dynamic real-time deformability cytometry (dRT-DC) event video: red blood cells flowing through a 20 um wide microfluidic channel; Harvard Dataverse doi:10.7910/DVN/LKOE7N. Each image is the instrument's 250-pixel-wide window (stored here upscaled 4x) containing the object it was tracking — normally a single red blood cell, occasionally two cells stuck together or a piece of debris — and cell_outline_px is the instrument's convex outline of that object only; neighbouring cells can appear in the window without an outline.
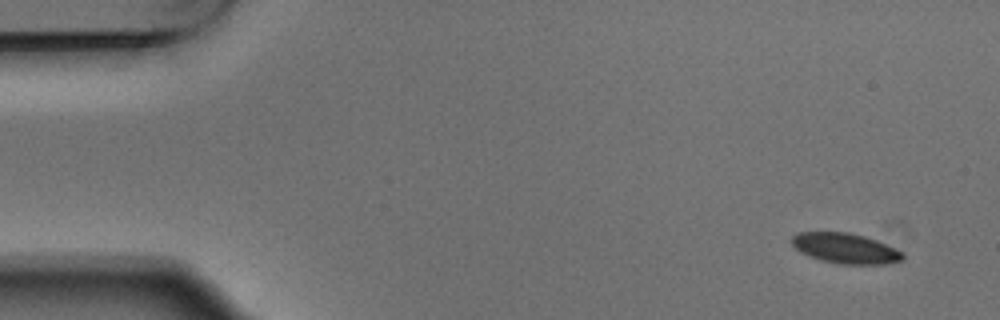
{"species": "Egyptian fruit bat (a non-hibernating species)", "species_latin": "Rousettus aegyptiacus", "temperature_condition": "warm", "stored_images_in_passage": 14, "camera_frame_rate_fps": 3000, "um_per_image_px": 0.085, "animal": {"sex": "male"}, "frame": {"image": 1, "passage_image": 1, "time_ms": 0.0, "image_size_px": [1000, 320], "cell_outline_px": [[904, 260], [888, 264], [840, 264], [820, 260], [808, 256], [800, 252], [788, 240], [796, 232], [848, 232], [864, 236], [876, 240], [904, 252]], "centroid_in_image_um": [71.84, 21.11], "position_along_channel_um": 13.2, "area_um2": 19.83}}
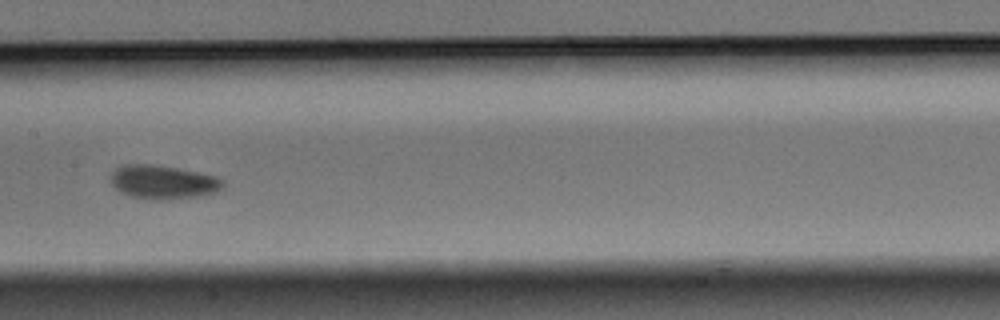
{"frame": {"image": 2, "passage_image": 7, "time_ms": 2.0, "image_size_px": [1000, 320], "cell_outline_px": [[224, 188], [216, 192], [200, 196], [168, 200], [156, 200], [132, 196], [120, 192], [112, 184], [112, 172], [120, 164], [156, 164], [200, 172], [220, 176], [224, 180]], "centroid_in_image_um": [13.93, 15.47], "position_along_channel_um": 193.5, "area_um2": 22.48}}
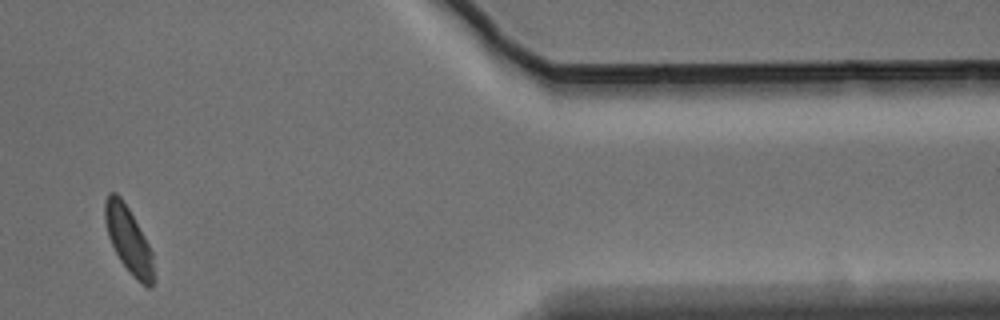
{"frame": {"image": 3, "passage_image": 12, "time_ms": 3.667, "image_size_px": [1000, 320], "cell_outline_px": [[156, 280], [152, 288], [148, 288], [136, 280], [132, 276], [120, 260], [108, 236], [104, 220], [104, 200], [108, 192], [116, 192], [120, 196], [128, 208], [144, 236], [152, 252], [156, 276]], "centroid_in_image_um": [10.95, 20.44], "position_along_channel_um": 400.5, "area_um2": 19.07}}